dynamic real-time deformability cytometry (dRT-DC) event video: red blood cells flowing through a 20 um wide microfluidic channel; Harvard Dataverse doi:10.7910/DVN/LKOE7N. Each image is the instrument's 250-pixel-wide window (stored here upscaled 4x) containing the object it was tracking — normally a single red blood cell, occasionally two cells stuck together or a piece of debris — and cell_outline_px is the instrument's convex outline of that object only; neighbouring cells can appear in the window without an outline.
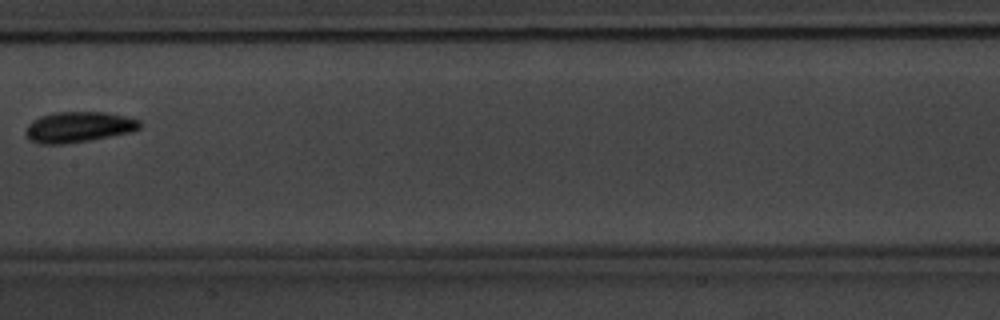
{"species": "common noctule bat (a hibernating species)", "species_latin": "Nyctalus noctula", "temperature_condition": "warm", "stored_images_in_passage": 8, "camera_frame_rate_fps": 3000, "um_per_image_px": 0.085, "animal": {"sex": "male", "body_mass_g": 20.1, "forearm_length_mm": 53.5}, "frame": {"image": 1, "passage_image": 7, "time_ms": 7.0, "image_size_px": [1000, 320], "cell_outline_px": [[144, 124], [140, 128], [132, 132], [88, 140], [64, 144], [40, 144], [32, 140], [24, 132], [28, 124], [32, 120], [40, 116], [56, 112], [104, 112], [124, 116], [140, 120]], "centroid_in_image_um": [6.69, 10.79], "position_along_channel_um": 200.7, "area_um2": 20.35}}
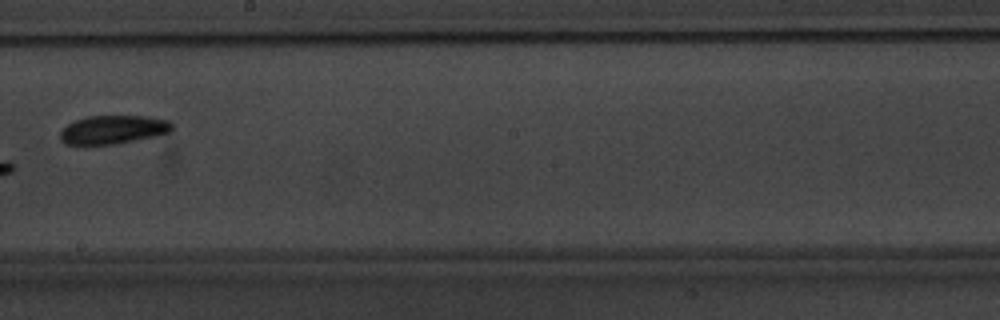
{"frame": {"image": 2, "passage_image": 8, "time_ms": 8.0, "image_size_px": [1000, 320], "cell_outline_px": [[172, 132], [156, 136], [112, 144], [88, 148], [84, 148], [64, 144], [60, 140], [60, 132], [68, 124], [76, 120], [88, 116], [148, 116], [168, 120], [172, 124]], "centroid_in_image_um": [9.55, 11.06], "position_along_channel_um": 238.7, "area_um2": 19.25}}